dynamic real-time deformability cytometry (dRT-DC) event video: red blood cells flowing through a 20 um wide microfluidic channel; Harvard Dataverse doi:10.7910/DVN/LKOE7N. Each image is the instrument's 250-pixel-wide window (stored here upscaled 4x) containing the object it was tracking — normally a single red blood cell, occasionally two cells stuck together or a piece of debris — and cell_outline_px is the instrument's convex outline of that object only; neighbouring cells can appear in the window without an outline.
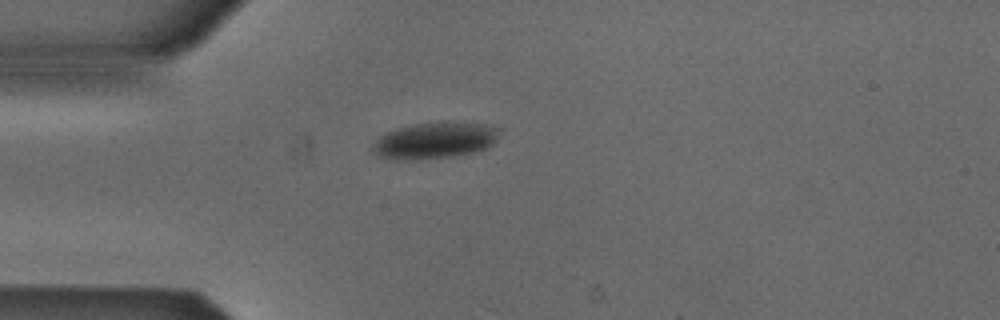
{"species": "Egyptian fruit bat (a non-hibernating species)", "species_latin": "Rousettus aegyptiacus", "temperature_condition": "cold", "stored_images_in_passage": 1, "camera_frame_rate_fps": 3000, "um_per_image_px": 0.085, "animal": {"sex": "male"}, "frame": {"image": 1, "passage_image": 1, "time_ms": 0.0, "image_size_px": [1000, 320], "cell_outline_px": [[500, 128], [496, 140], [492, 144], [484, 148], [472, 152], [452, 156], [396, 160], [376, 156], [372, 148], [372, 144], [380, 136], [396, 128], [416, 124], [488, 124]], "centroid_in_image_um": [36.91, 11.96], "position_along_channel_um": 48.1, "area_um2": 25.84}}